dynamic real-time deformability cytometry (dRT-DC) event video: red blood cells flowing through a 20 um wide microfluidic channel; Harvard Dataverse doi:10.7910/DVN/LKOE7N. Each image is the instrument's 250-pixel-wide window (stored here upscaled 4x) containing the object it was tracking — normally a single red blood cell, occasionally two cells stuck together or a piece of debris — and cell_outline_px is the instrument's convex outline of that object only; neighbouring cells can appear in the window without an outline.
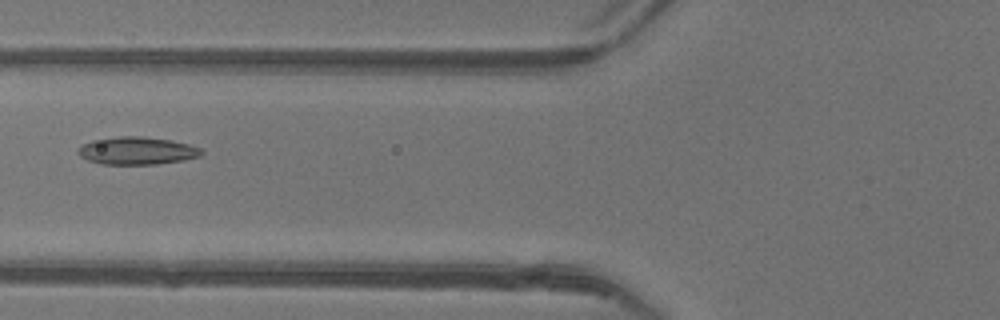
{"species": "common noctule bat (a hibernating species)", "species_latin": "Nyctalus noctula", "temperature_condition": "warm", "stored_images_in_passage": 33, "camera_frame_rate_fps": 3000, "um_per_image_px": 0.085, "animal": {"sex": "female"}, "frame": {"image": 1, "passage_image": 4, "time_ms": 1.0, "image_size_px": [1000, 320], "cell_outline_px": [[204, 152], [200, 156], [184, 160], [156, 164], [100, 164], [88, 160], [80, 156], [76, 152], [76, 148], [92, 140], [120, 136], [140, 136], [172, 140], [188, 144], [200, 148]], "centroid_in_image_um": [11.62, 12.81], "position_along_channel_um": 114.2, "area_um2": 19.94}}
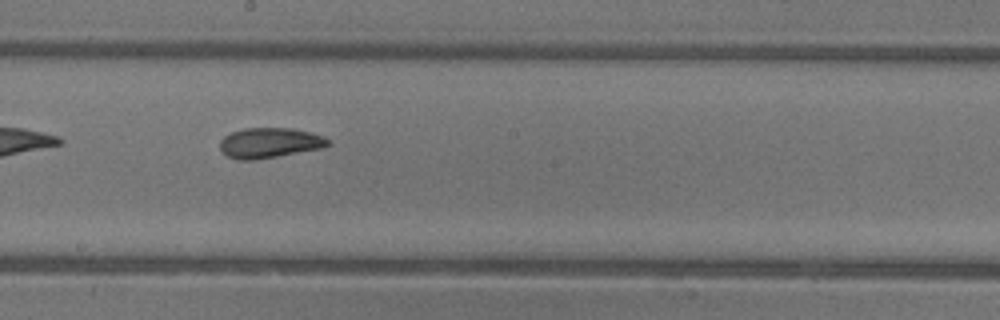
{"frame": {"image": 2, "passage_image": 12, "time_ms": 3.667, "image_size_px": [1000, 320], "cell_outline_px": [[332, 144], [320, 148], [276, 156], [252, 160], [240, 160], [228, 156], [220, 148], [220, 140], [224, 136], [232, 132], [244, 128], [292, 128], [324, 136]], "centroid_in_image_um": [22.9, 12.13], "position_along_channel_um": 225.3, "area_um2": 18.73}}
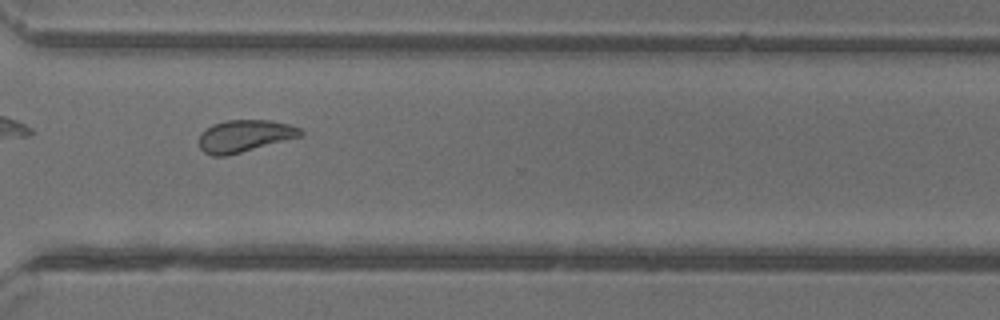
{"frame": {"image": 3, "passage_image": 21, "time_ms": 6.667, "image_size_px": [1000, 320], "cell_outline_px": [[304, 136], [224, 156], [212, 156], [204, 152], [200, 148], [200, 132], [212, 124], [224, 120], [268, 120], [288, 124], [300, 128], [304, 132]], "centroid_in_image_um": [20.8, 11.55], "position_along_channel_um": 349.8, "area_um2": 19.02}, "authors_computed_cell_mechanics": {"area_um2": 19.0162, "velocity_mm_per_s": 4.1631, "shape_relaxation_time_tau1_ms": 7.755, "shape_relaxation_time_tau2_ms": 1.9721, "deformation_change_tau1": 0.2045, "deformation_change_tau2": 0.0867}}